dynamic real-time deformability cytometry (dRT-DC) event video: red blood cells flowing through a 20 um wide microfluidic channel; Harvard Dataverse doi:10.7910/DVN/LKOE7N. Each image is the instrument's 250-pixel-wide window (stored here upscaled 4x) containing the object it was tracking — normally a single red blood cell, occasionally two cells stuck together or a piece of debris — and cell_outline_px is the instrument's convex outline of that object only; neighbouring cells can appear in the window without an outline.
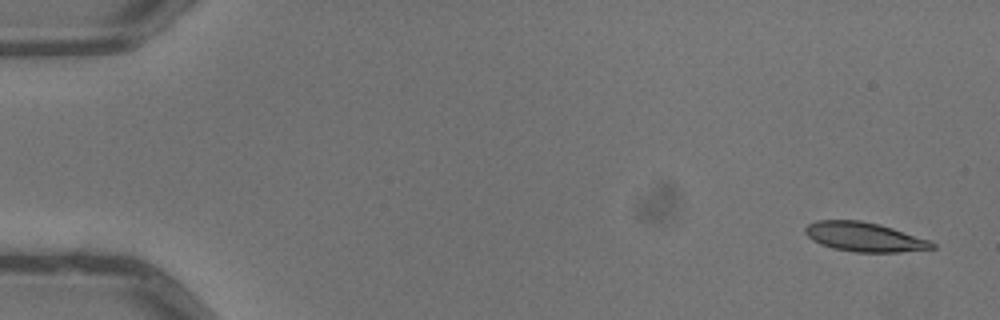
{"species": "common noctule bat (a hibernating species)", "species_latin": "Nyctalus noctula", "temperature_condition": "warm", "stored_images_in_passage": 6, "camera_frame_rate_fps": 3000, "um_per_image_px": 0.085, "animal": {"sex": "male", "body_mass_g": 13.3}, "frame": {"image": 1, "passage_image": 1, "time_ms": 0.0, "image_size_px": [1000, 320], "cell_outline_px": [[936, 248], [900, 252], [856, 252], [832, 248], [820, 244], [812, 240], [804, 232], [804, 228], [808, 224], [816, 220], [860, 220], [880, 224], [928, 240], [936, 244]], "centroid_in_image_um": [73.43, 20.14], "position_along_channel_um": 11.6, "area_um2": 21.62}}
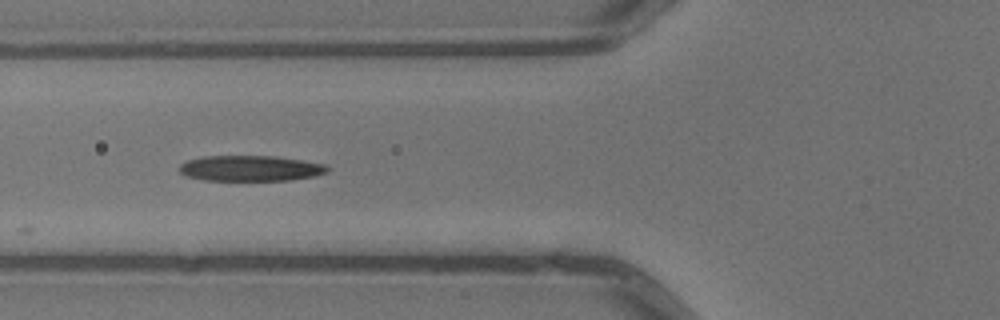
{"frame": {"image": 2, "passage_image": 6, "time_ms": 1.667, "image_size_px": [1000, 320], "cell_outline_px": [[328, 172], [316, 176], [292, 180], [204, 180], [188, 176], [180, 172], [180, 164], [188, 160], [204, 156], [276, 156], [304, 160], [324, 164], [328, 168]], "centroid_in_image_um": [21.33, 14.3], "position_along_channel_um": 104.5, "area_um2": 22.08}}